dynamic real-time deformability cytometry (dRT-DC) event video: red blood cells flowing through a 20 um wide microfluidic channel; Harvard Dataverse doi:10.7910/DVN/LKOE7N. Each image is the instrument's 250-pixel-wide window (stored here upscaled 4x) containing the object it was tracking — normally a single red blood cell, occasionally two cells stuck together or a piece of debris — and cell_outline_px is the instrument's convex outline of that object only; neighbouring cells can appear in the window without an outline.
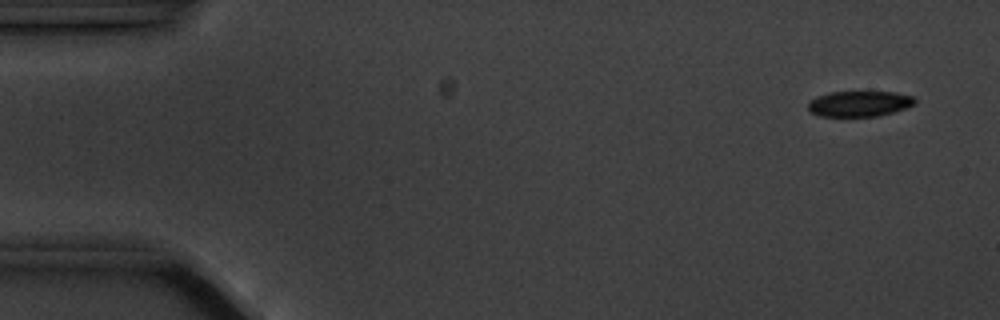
{"species": "common noctule bat (a hibernating species)", "species_latin": "Nyctalus noctula", "temperature_condition": "cold", "stored_images_in_passage": 4, "camera_frame_rate_fps": 3000, "um_per_image_px": 0.085, "animal": {"sex": "male", "body_mass_g": 20.1, "forearm_length_mm": 53.5}, "frame": {"image": 1, "passage_image": 1, "time_ms": 0.0, "image_size_px": [1000, 320], "cell_outline_px": [[916, 104], [892, 112], [876, 116], [820, 116], [812, 112], [808, 108], [808, 104], [816, 96], [828, 92], [896, 92], [916, 96]], "centroid_in_image_um": [73.08, 8.8], "position_along_channel_um": 11.9, "area_um2": 15.9}}
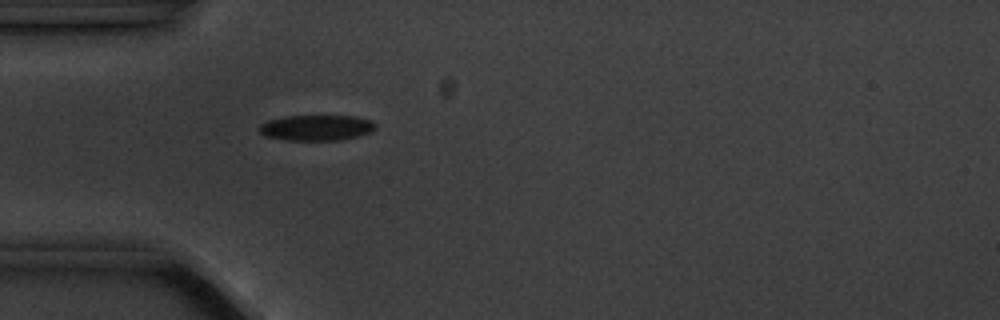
{"frame": {"image": 2, "passage_image": 4, "time_ms": 4.333, "image_size_px": [1000, 320], "cell_outline_px": [[376, 128], [372, 132], [360, 136], [340, 140], [288, 140], [264, 136], [260, 132], [260, 124], [268, 120], [284, 116], [356, 116], [372, 120], [376, 124]], "centroid_in_image_um": [26.94, 10.85], "position_along_channel_um": 58.1, "area_um2": 17.51}}